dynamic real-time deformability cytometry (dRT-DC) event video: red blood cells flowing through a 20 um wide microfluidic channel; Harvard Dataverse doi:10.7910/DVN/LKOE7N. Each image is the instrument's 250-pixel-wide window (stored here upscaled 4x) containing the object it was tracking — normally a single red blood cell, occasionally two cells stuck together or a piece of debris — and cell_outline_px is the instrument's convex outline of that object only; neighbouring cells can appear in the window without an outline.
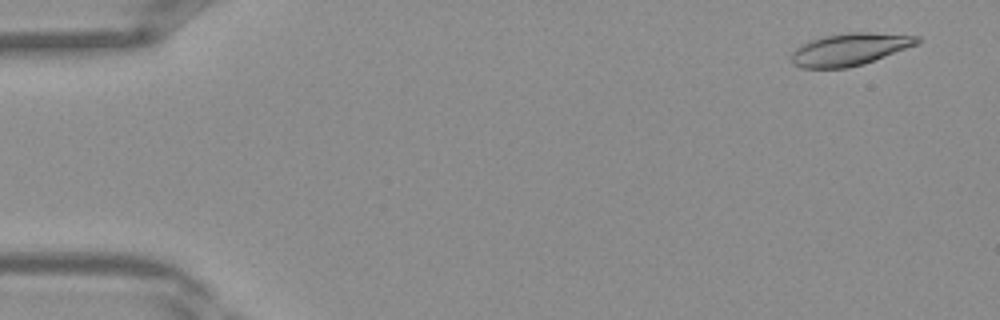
{"species": "Egyptian fruit bat (a non-hibernating species)", "species_latin": "Rousettus aegyptiacus", "temperature_condition": "warm", "stored_images_in_passage": 40, "camera_frame_rate_fps": 3000, "um_per_image_px": 0.085, "frame": {"image": 1, "passage_image": 2, "time_ms": 0.333, "image_size_px": [1000, 320], "cell_outline_px": [[924, 40], [916, 44], [864, 64], [848, 68], [800, 68], [792, 64], [792, 52], [796, 48], [808, 40], [824, 36], [848, 32], [868, 32], [920, 36]], "centroid_in_image_um": [72.21, 4.19], "position_along_channel_um": 12.8, "area_um2": 23.7}}
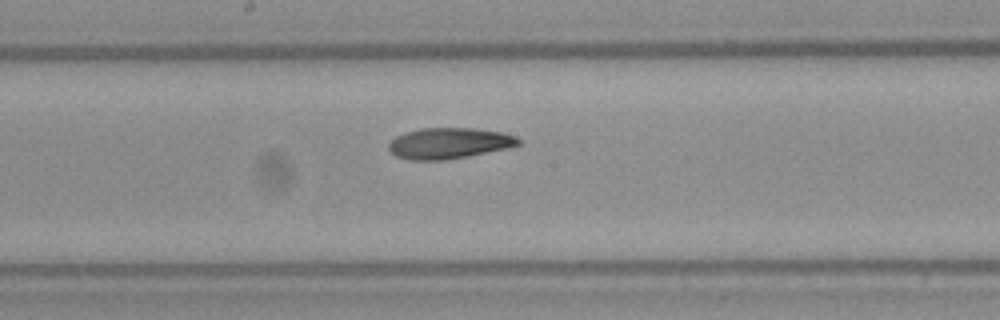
{"frame": {"image": 2, "passage_image": 21, "time_ms": 6.667, "image_size_px": [1000, 320], "cell_outline_px": [[520, 144], [508, 148], [468, 156], [444, 160], [408, 160], [396, 156], [388, 148], [388, 144], [396, 136], [404, 132], [420, 128], [472, 128], [500, 132], [516, 136], [520, 140]], "centroid_in_image_um": [38.15, 12.17], "position_along_channel_um": 210.1, "area_um2": 23.35}}
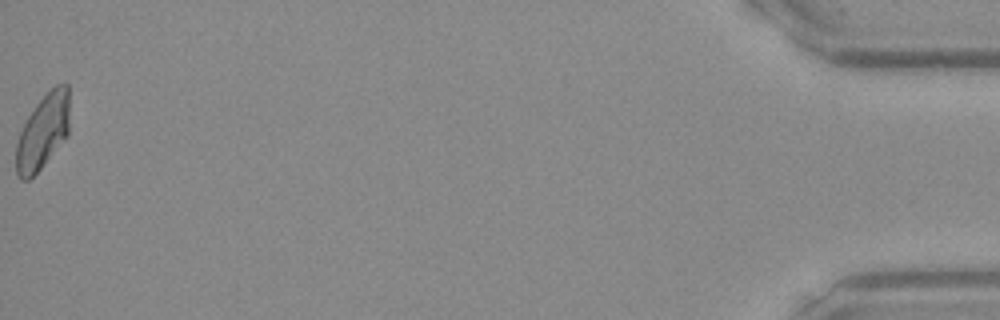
{"frame": {"image": 3, "passage_image": 40, "time_ms": 13.0, "image_size_px": [1000, 320], "cell_outline_px": [[68, 136], [40, 168], [28, 180], [20, 180], [16, 172], [16, 144], [20, 132], [28, 116], [36, 104], [56, 84], [68, 84]], "centroid_in_image_um": [3.63, 11.21], "position_along_channel_um": 431.6, "area_um2": 22.95}}